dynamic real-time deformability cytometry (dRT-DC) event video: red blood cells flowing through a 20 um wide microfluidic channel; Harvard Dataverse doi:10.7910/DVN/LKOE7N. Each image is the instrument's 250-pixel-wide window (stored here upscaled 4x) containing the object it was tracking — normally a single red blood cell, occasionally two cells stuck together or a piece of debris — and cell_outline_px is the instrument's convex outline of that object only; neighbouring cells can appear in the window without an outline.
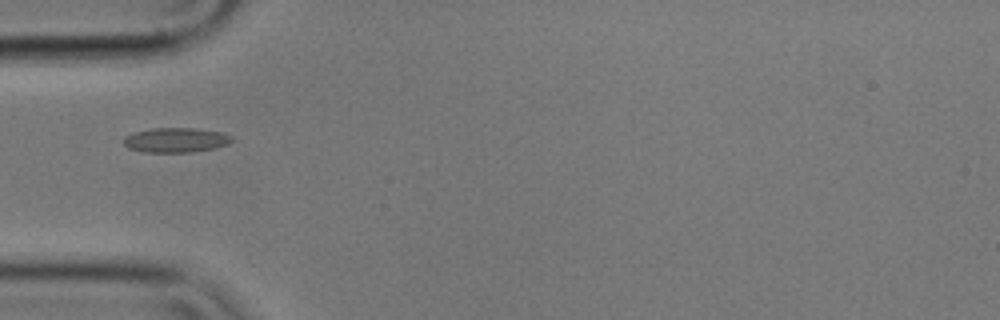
{"species": "common noctule bat (a hibernating species)", "species_latin": "Nyctalus noctula", "temperature_condition": "cold", "stored_images_in_passage": 11, "camera_frame_rate_fps": 3000, "um_per_image_px": 0.085, "animal": {"sex": "male", "body_mass_g": 17.9}, "frame": {"image": 1, "passage_image": 1, "time_ms": 0.0, "image_size_px": [1000, 320], "cell_outline_px": [[232, 140], [228, 144], [212, 148], [192, 152], [144, 152], [128, 148], [124, 144], [124, 136], [132, 132], [152, 128], [196, 128], [224, 132], [232, 136]], "centroid_in_image_um": [14.93, 11.89], "position_along_channel_um": 70.1, "area_um2": 15.66}}
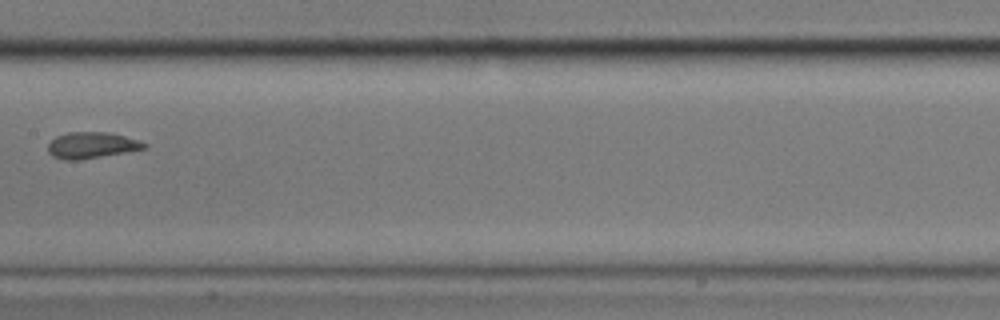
{"frame": {"image": 2, "passage_image": 4, "time_ms": 1.0, "image_size_px": [1000, 320], "cell_outline_px": [[148, 148], [80, 160], [64, 160], [52, 156], [48, 152], [48, 144], [56, 136], [68, 132], [108, 132], [124, 136], [148, 144]], "centroid_in_image_um": [7.77, 12.35], "position_along_channel_um": 199.6, "area_um2": 14.68}}
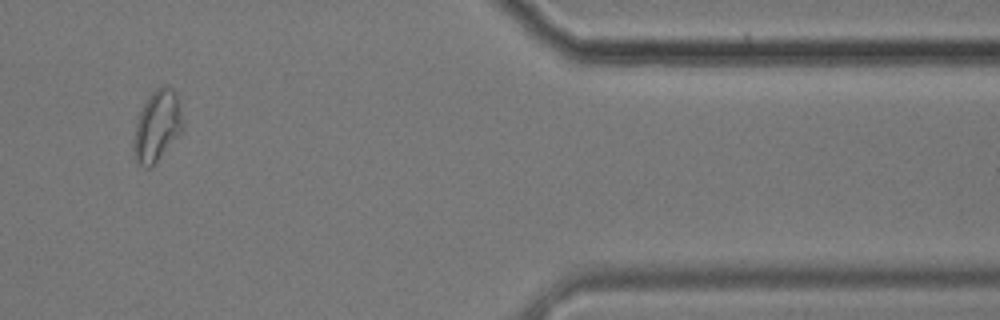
{"frame": {"image": 3, "passage_image": 9, "time_ms": 2.667, "image_size_px": [1000, 320], "cell_outline_px": [[180, 132], [152, 168], [148, 168], [136, 164], [132, 152], [132, 144], [136, 124], [140, 112], [148, 96], [156, 88], [172, 88], [180, 104]], "centroid_in_image_um": [13.28, 10.79], "position_along_channel_um": 398.1, "area_um2": 19.83}}